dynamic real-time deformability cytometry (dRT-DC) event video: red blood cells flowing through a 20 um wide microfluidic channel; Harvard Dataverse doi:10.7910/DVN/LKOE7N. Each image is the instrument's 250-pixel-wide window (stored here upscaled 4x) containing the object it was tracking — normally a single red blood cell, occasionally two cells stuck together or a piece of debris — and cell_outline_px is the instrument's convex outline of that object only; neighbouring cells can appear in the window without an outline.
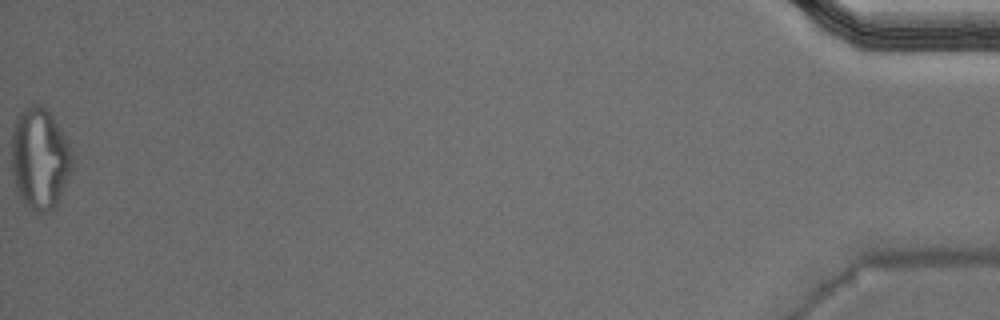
{"species": "Egyptian fruit bat (a non-hibernating species)", "species_latin": "Rousettus aegyptiacus", "temperature_condition": "warm", "stored_images_in_passage": 48, "segment_of_instrument_passage": [2, 2], "camera_frame_rate_fps": 3000, "um_per_image_px": 0.085, "animal": {"sex": "male"}, "frame": {"image": 1, "passage_image": 48, "time_ms": 15.667, "image_size_px": [1000, 320], "cell_outline_px": [[72, 172], [56, 204], [48, 212], [36, 212], [28, 208], [24, 204], [16, 192], [12, 176], [12, 128], [16, 116], [24, 108], [32, 104], [40, 104], [56, 120], [72, 152]], "centroid_in_image_um": [3.36, 13.49], "position_along_channel_um": 431.8, "area_um2": 36.18}}